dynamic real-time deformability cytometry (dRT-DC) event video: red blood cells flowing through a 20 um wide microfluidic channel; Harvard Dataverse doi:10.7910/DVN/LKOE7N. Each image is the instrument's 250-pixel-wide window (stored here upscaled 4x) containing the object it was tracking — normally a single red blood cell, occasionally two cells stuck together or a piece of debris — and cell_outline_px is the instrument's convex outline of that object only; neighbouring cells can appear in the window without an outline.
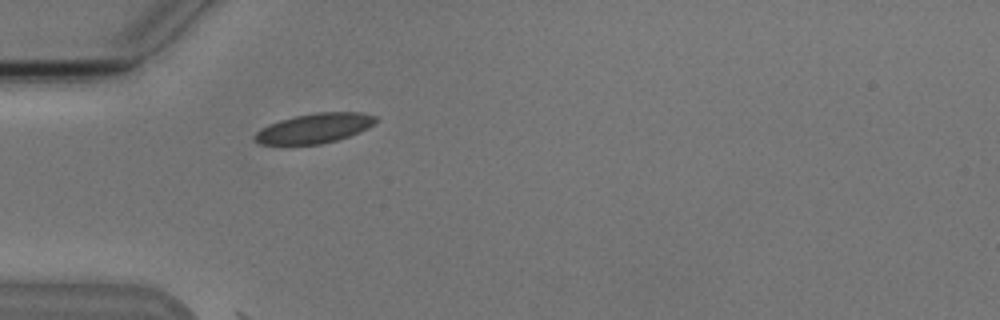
{"species": "Egyptian fruit bat (a non-hibernating species)", "species_latin": "Rousettus aegyptiacus", "temperature_condition": "cold", "stored_images_in_passage": 1, "camera_frame_rate_fps": 3000, "um_per_image_px": 0.085, "animal": {"sex": "male"}, "frame": {"image": 1, "passage_image": 1, "time_ms": 0.0, "image_size_px": [1000, 320], "cell_outline_px": [[380, 120], [368, 128], [348, 136], [336, 140], [320, 144], [260, 144], [252, 140], [252, 136], [260, 128], [268, 124], [280, 120], [296, 116], [316, 112], [360, 112], [376, 116]], "centroid_in_image_um": [26.71, 10.89], "position_along_channel_um": 58.3, "area_um2": 21.04}}